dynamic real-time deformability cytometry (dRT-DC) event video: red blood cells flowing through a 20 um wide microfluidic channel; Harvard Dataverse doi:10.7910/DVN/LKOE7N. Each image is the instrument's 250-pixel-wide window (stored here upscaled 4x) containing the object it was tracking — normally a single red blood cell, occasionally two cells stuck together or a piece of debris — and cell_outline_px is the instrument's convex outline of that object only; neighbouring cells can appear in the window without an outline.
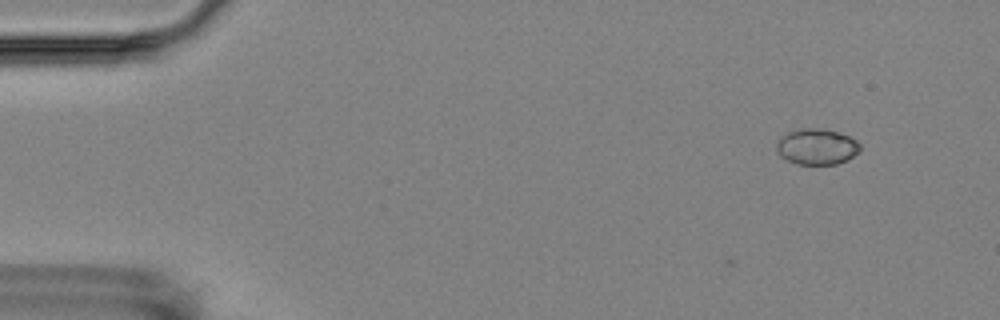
{"species": "Egyptian fruit bat (a non-hibernating species)", "species_latin": "Rousettus aegyptiacus", "temperature_condition": "room temperature", "stored_images_in_passage": 8, "camera_frame_rate_fps": 3000, "um_per_image_px": 0.085, "animal": {"sex": "female"}, "frame": {"image": 1, "passage_image": 3, "time_ms": 2.333, "image_size_px": [1000, 320], "cell_outline_px": [[860, 152], [848, 160], [836, 164], [800, 164], [788, 160], [780, 156], [776, 152], [776, 144], [780, 136], [788, 132], [804, 128], [812, 128], [836, 132], [848, 136], [856, 140], [860, 144]], "centroid_in_image_um": [69.42, 12.48], "position_along_channel_um": 15.6, "area_um2": 17.4}}